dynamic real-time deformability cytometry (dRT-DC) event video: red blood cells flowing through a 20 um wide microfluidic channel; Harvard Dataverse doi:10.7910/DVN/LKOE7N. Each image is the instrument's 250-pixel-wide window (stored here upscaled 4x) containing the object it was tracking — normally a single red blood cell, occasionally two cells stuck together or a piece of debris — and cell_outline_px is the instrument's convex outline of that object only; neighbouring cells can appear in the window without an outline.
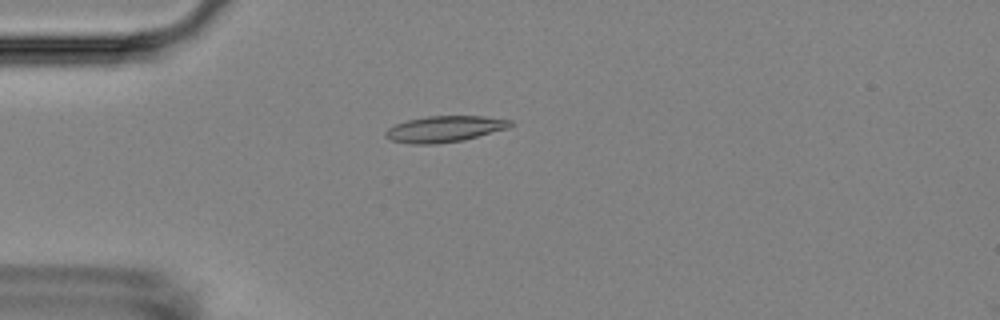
{"species": "Egyptian fruit bat (a non-hibernating species)", "species_latin": "Rousettus aegyptiacus", "temperature_condition": "room temperature", "stored_images_in_passage": 4, "camera_frame_rate_fps": 3000, "um_per_image_px": 0.085, "animal": {"sex": "female"}, "frame": {"image": 1, "passage_image": 4, "time_ms": 3.333, "image_size_px": [1000, 320], "cell_outline_px": [[512, 124], [508, 128], [464, 140], [436, 144], [412, 144], [392, 140], [384, 136], [384, 132], [388, 128], [396, 124], [408, 120], [428, 116], [484, 116], [512, 120]], "centroid_in_image_um": [37.79, 10.96], "position_along_channel_um": 47.2, "area_um2": 18.96}}